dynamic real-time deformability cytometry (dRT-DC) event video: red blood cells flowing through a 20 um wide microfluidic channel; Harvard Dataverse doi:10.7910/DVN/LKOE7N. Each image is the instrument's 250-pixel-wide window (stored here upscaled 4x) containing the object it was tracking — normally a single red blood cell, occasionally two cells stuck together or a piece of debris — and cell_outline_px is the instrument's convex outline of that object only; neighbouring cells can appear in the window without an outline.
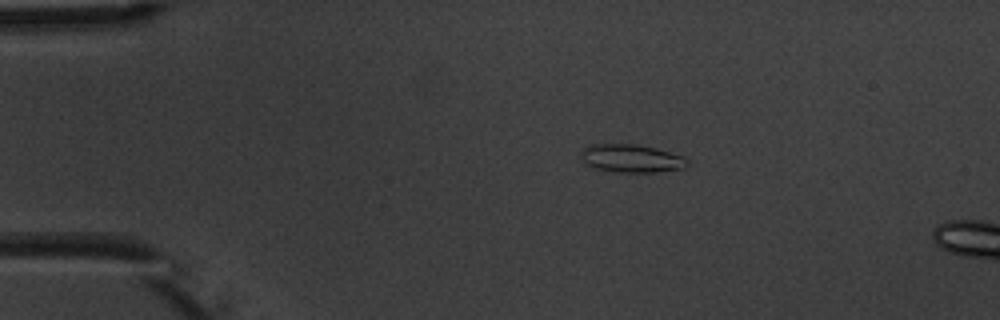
{"species": "common noctule bat (a hibernating species)", "species_latin": "Nyctalus noctula", "temperature_condition": "warm", "stored_images_in_passage": 8, "camera_frame_rate_fps": 3000, "um_per_image_px": 0.085, "animal": {"sex": "male", "body_mass_g": 20.1, "forearm_length_mm": 53.5}, "frame": {"image": 1, "passage_image": 3, "time_ms": 3.333, "image_size_px": [1000, 320], "cell_outline_px": [[688, 164], [684, 168], [656, 172], [604, 172], [588, 164], [584, 160], [580, 152], [588, 144], [636, 144], [656, 148], [684, 156], [688, 160]], "centroid_in_image_um": [53.67, 13.46], "position_along_channel_um": 31.3, "area_um2": 17.51}}
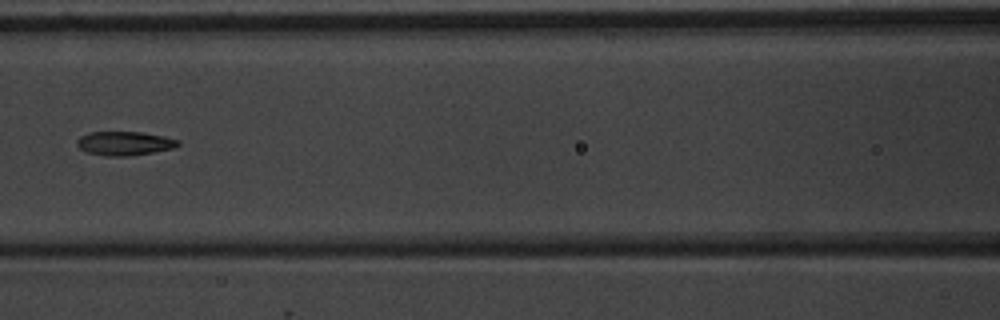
{"frame": {"image": 2, "passage_image": 7, "time_ms": 8.0, "image_size_px": [1000, 320], "cell_outline_px": [[180, 144], [176, 148], [132, 156], [108, 156], [88, 152], [80, 148], [76, 144], [76, 140], [80, 136], [88, 132], [140, 132], [164, 136], [180, 140]], "centroid_in_image_um": [10.62, 12.18], "position_along_channel_um": 156.0, "area_um2": 14.22}}
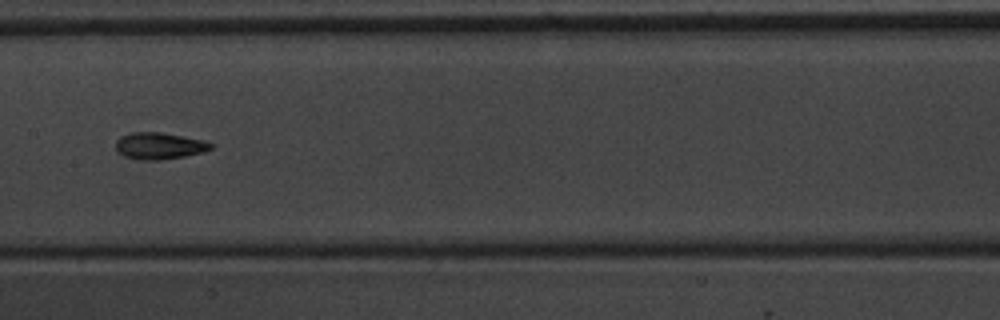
{"frame": {"image": 3, "passage_image": 8, "time_ms": 9.0, "image_size_px": [1000, 320], "cell_outline_px": [[212, 148], [204, 152], [184, 156], [160, 160], [140, 160], [124, 156], [116, 152], [116, 140], [120, 136], [132, 132], [160, 132], [204, 140], [212, 144]], "centroid_in_image_um": [13.5, 12.4], "position_along_channel_um": 193.9, "area_um2": 14.85}}